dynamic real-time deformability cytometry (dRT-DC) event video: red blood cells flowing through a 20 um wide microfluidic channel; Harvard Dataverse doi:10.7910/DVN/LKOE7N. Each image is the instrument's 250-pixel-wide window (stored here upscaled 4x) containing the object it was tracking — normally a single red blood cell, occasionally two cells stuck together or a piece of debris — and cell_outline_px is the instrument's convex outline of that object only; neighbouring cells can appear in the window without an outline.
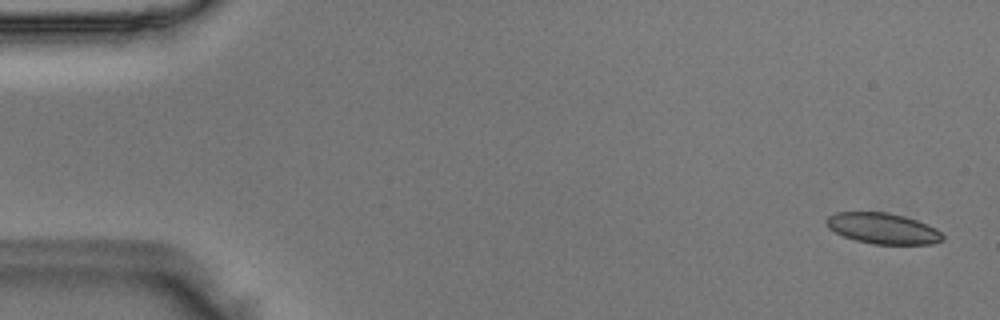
{"species": "Egyptian fruit bat (a non-hibernating species)", "species_latin": "Rousettus aegyptiacus", "temperature_condition": "room temperature", "stored_images_in_passage": 9, "camera_frame_rate_fps": 3000, "um_per_image_px": 0.085, "animal": {"sex": "male"}, "frame": {"image": 1, "passage_image": 2, "time_ms": 0.333, "image_size_px": [1000, 320], "cell_outline_px": [[944, 240], [932, 244], [872, 244], [856, 240], [844, 236], [828, 228], [824, 220], [828, 216], [836, 212], [888, 212], [904, 216], [928, 224], [936, 228], [944, 236]], "centroid_in_image_um": [75.05, 19.41], "position_along_channel_um": 10.0, "area_um2": 20.98}}